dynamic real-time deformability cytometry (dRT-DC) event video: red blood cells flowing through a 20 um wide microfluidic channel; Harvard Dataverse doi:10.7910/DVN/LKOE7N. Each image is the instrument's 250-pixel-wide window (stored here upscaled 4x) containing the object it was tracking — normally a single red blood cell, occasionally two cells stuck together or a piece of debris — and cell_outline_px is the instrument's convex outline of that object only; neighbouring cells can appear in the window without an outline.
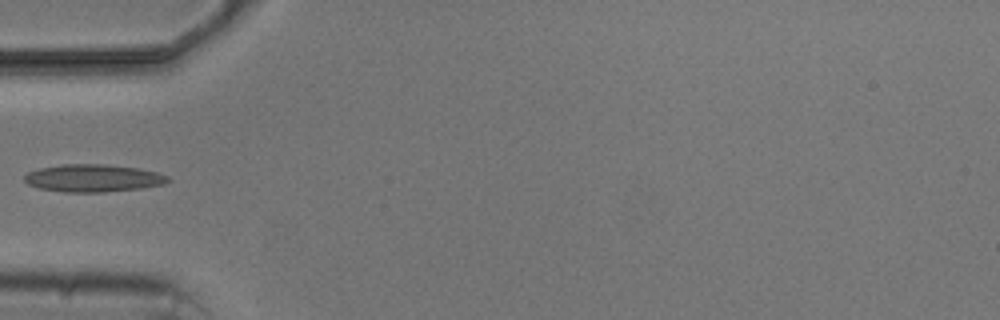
{"species": "common noctule bat (a hibernating species)", "species_latin": "Nyctalus noctula", "temperature_condition": "cold", "stored_images_in_passage": 1, "camera_frame_rate_fps": 3000, "um_per_image_px": 0.085, "animal": {"sex": "male", "body_mass_g": 20.5, "forearm_length_mm": 52.5}, "frame": {"image": 1, "passage_image": 1, "time_ms": 0.0, "image_size_px": [1000, 320], "cell_outline_px": [[172, 180], [164, 184], [140, 188], [104, 192], [64, 192], [40, 188], [28, 184], [24, 180], [24, 176], [28, 172], [40, 168], [64, 164], [104, 164], [140, 168], [156, 172], [168, 176]], "centroid_in_image_um": [7.94, 15.14], "position_along_channel_um": 77.1, "area_um2": 23.0}}